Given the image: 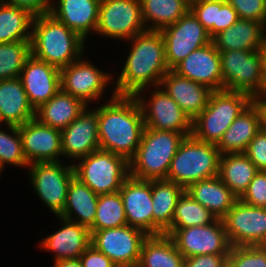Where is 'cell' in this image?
Listing matches in <instances>:
<instances>
[{
  "label": "cell",
  "instance_id": "1",
  "mask_svg": "<svg viewBox=\"0 0 266 267\" xmlns=\"http://www.w3.org/2000/svg\"><path fill=\"white\" fill-rule=\"evenodd\" d=\"M100 149L130 161L136 154L145 128L141 106L135 96L116 95L95 109Z\"/></svg>",
  "mask_w": 266,
  "mask_h": 267
},
{
  "label": "cell",
  "instance_id": "2",
  "mask_svg": "<svg viewBox=\"0 0 266 267\" xmlns=\"http://www.w3.org/2000/svg\"><path fill=\"white\" fill-rule=\"evenodd\" d=\"M129 40L133 45L113 88L116 95L135 96L148 86H159L169 71L160 31L146 30Z\"/></svg>",
  "mask_w": 266,
  "mask_h": 267
},
{
  "label": "cell",
  "instance_id": "3",
  "mask_svg": "<svg viewBox=\"0 0 266 267\" xmlns=\"http://www.w3.org/2000/svg\"><path fill=\"white\" fill-rule=\"evenodd\" d=\"M31 30V55L60 70L84 54L86 40L52 14L34 16Z\"/></svg>",
  "mask_w": 266,
  "mask_h": 267
},
{
  "label": "cell",
  "instance_id": "4",
  "mask_svg": "<svg viewBox=\"0 0 266 267\" xmlns=\"http://www.w3.org/2000/svg\"><path fill=\"white\" fill-rule=\"evenodd\" d=\"M186 136L145 127L137 152L129 161L130 176L142 180L166 179L171 160Z\"/></svg>",
  "mask_w": 266,
  "mask_h": 267
},
{
  "label": "cell",
  "instance_id": "5",
  "mask_svg": "<svg viewBox=\"0 0 266 267\" xmlns=\"http://www.w3.org/2000/svg\"><path fill=\"white\" fill-rule=\"evenodd\" d=\"M253 102L254 98L247 93L213 91L206 108L192 121V135L197 140L218 145L229 126Z\"/></svg>",
  "mask_w": 266,
  "mask_h": 267
},
{
  "label": "cell",
  "instance_id": "6",
  "mask_svg": "<svg viewBox=\"0 0 266 267\" xmlns=\"http://www.w3.org/2000/svg\"><path fill=\"white\" fill-rule=\"evenodd\" d=\"M221 153L217 145L197 140L192 134L181 142L166 180L186 189L190 184L218 176Z\"/></svg>",
  "mask_w": 266,
  "mask_h": 267
},
{
  "label": "cell",
  "instance_id": "7",
  "mask_svg": "<svg viewBox=\"0 0 266 267\" xmlns=\"http://www.w3.org/2000/svg\"><path fill=\"white\" fill-rule=\"evenodd\" d=\"M80 161L73 164L75 177L98 195L119 192L130 176L129 161L110 151L98 149Z\"/></svg>",
  "mask_w": 266,
  "mask_h": 267
},
{
  "label": "cell",
  "instance_id": "8",
  "mask_svg": "<svg viewBox=\"0 0 266 267\" xmlns=\"http://www.w3.org/2000/svg\"><path fill=\"white\" fill-rule=\"evenodd\" d=\"M223 90L243 92L253 98L265 89L261 60L257 51H219Z\"/></svg>",
  "mask_w": 266,
  "mask_h": 267
},
{
  "label": "cell",
  "instance_id": "9",
  "mask_svg": "<svg viewBox=\"0 0 266 267\" xmlns=\"http://www.w3.org/2000/svg\"><path fill=\"white\" fill-rule=\"evenodd\" d=\"M90 232L91 245L117 267H137L142 244L149 236L143 230L129 225Z\"/></svg>",
  "mask_w": 266,
  "mask_h": 267
},
{
  "label": "cell",
  "instance_id": "10",
  "mask_svg": "<svg viewBox=\"0 0 266 267\" xmlns=\"http://www.w3.org/2000/svg\"><path fill=\"white\" fill-rule=\"evenodd\" d=\"M30 180L41 201L57 217L64 210L67 189L75 176L73 163L64 165L58 162H37L28 165Z\"/></svg>",
  "mask_w": 266,
  "mask_h": 267
},
{
  "label": "cell",
  "instance_id": "11",
  "mask_svg": "<svg viewBox=\"0 0 266 267\" xmlns=\"http://www.w3.org/2000/svg\"><path fill=\"white\" fill-rule=\"evenodd\" d=\"M146 30L140 0H101L96 34L128 41Z\"/></svg>",
  "mask_w": 266,
  "mask_h": 267
},
{
  "label": "cell",
  "instance_id": "12",
  "mask_svg": "<svg viewBox=\"0 0 266 267\" xmlns=\"http://www.w3.org/2000/svg\"><path fill=\"white\" fill-rule=\"evenodd\" d=\"M168 235L184 258L202 254H229L231 244L222 219L204 226L172 228Z\"/></svg>",
  "mask_w": 266,
  "mask_h": 267
},
{
  "label": "cell",
  "instance_id": "13",
  "mask_svg": "<svg viewBox=\"0 0 266 267\" xmlns=\"http://www.w3.org/2000/svg\"><path fill=\"white\" fill-rule=\"evenodd\" d=\"M165 42L169 70L184 60L192 51L212 42L209 32L189 10L174 24L160 30Z\"/></svg>",
  "mask_w": 266,
  "mask_h": 267
},
{
  "label": "cell",
  "instance_id": "14",
  "mask_svg": "<svg viewBox=\"0 0 266 267\" xmlns=\"http://www.w3.org/2000/svg\"><path fill=\"white\" fill-rule=\"evenodd\" d=\"M222 220L231 246L266 245V208L238 199Z\"/></svg>",
  "mask_w": 266,
  "mask_h": 267
},
{
  "label": "cell",
  "instance_id": "15",
  "mask_svg": "<svg viewBox=\"0 0 266 267\" xmlns=\"http://www.w3.org/2000/svg\"><path fill=\"white\" fill-rule=\"evenodd\" d=\"M151 92L150 100L136 94L146 128L192 134V120L179 105L159 86ZM148 101V102H146Z\"/></svg>",
  "mask_w": 266,
  "mask_h": 267
},
{
  "label": "cell",
  "instance_id": "16",
  "mask_svg": "<svg viewBox=\"0 0 266 267\" xmlns=\"http://www.w3.org/2000/svg\"><path fill=\"white\" fill-rule=\"evenodd\" d=\"M112 77L83 57L60 70L61 90L88 106L90 101L100 100Z\"/></svg>",
  "mask_w": 266,
  "mask_h": 267
},
{
  "label": "cell",
  "instance_id": "17",
  "mask_svg": "<svg viewBox=\"0 0 266 267\" xmlns=\"http://www.w3.org/2000/svg\"><path fill=\"white\" fill-rule=\"evenodd\" d=\"M28 164L58 162L62 155L61 131L41 124L36 118L18 126Z\"/></svg>",
  "mask_w": 266,
  "mask_h": 267
},
{
  "label": "cell",
  "instance_id": "18",
  "mask_svg": "<svg viewBox=\"0 0 266 267\" xmlns=\"http://www.w3.org/2000/svg\"><path fill=\"white\" fill-rule=\"evenodd\" d=\"M127 225L153 235L152 180L129 176L119 190Z\"/></svg>",
  "mask_w": 266,
  "mask_h": 267
},
{
  "label": "cell",
  "instance_id": "19",
  "mask_svg": "<svg viewBox=\"0 0 266 267\" xmlns=\"http://www.w3.org/2000/svg\"><path fill=\"white\" fill-rule=\"evenodd\" d=\"M172 70L185 78L207 86L212 91L223 90L220 53L213 42L192 51Z\"/></svg>",
  "mask_w": 266,
  "mask_h": 267
},
{
  "label": "cell",
  "instance_id": "20",
  "mask_svg": "<svg viewBox=\"0 0 266 267\" xmlns=\"http://www.w3.org/2000/svg\"><path fill=\"white\" fill-rule=\"evenodd\" d=\"M62 157L79 160L100 149L98 117L95 110L84 111L61 131Z\"/></svg>",
  "mask_w": 266,
  "mask_h": 267
},
{
  "label": "cell",
  "instance_id": "21",
  "mask_svg": "<svg viewBox=\"0 0 266 267\" xmlns=\"http://www.w3.org/2000/svg\"><path fill=\"white\" fill-rule=\"evenodd\" d=\"M29 102L36 110L60 89V69L30 56L20 74Z\"/></svg>",
  "mask_w": 266,
  "mask_h": 267
},
{
  "label": "cell",
  "instance_id": "22",
  "mask_svg": "<svg viewBox=\"0 0 266 267\" xmlns=\"http://www.w3.org/2000/svg\"><path fill=\"white\" fill-rule=\"evenodd\" d=\"M160 87L179 105L193 121L208 105L212 90L203 84L185 78L169 70Z\"/></svg>",
  "mask_w": 266,
  "mask_h": 267
},
{
  "label": "cell",
  "instance_id": "23",
  "mask_svg": "<svg viewBox=\"0 0 266 267\" xmlns=\"http://www.w3.org/2000/svg\"><path fill=\"white\" fill-rule=\"evenodd\" d=\"M58 218L63 227L42 239L41 247L56 255L54 261L79 258L91 245L90 229L61 216Z\"/></svg>",
  "mask_w": 266,
  "mask_h": 267
},
{
  "label": "cell",
  "instance_id": "24",
  "mask_svg": "<svg viewBox=\"0 0 266 267\" xmlns=\"http://www.w3.org/2000/svg\"><path fill=\"white\" fill-rule=\"evenodd\" d=\"M51 13L58 21L78 33L84 40L96 31L101 0H57Z\"/></svg>",
  "mask_w": 266,
  "mask_h": 267
},
{
  "label": "cell",
  "instance_id": "25",
  "mask_svg": "<svg viewBox=\"0 0 266 267\" xmlns=\"http://www.w3.org/2000/svg\"><path fill=\"white\" fill-rule=\"evenodd\" d=\"M35 115L20 77L0 80V125L21 126Z\"/></svg>",
  "mask_w": 266,
  "mask_h": 267
},
{
  "label": "cell",
  "instance_id": "26",
  "mask_svg": "<svg viewBox=\"0 0 266 267\" xmlns=\"http://www.w3.org/2000/svg\"><path fill=\"white\" fill-rule=\"evenodd\" d=\"M266 39V26L254 20L239 19L232 26L216 34L212 42L218 51H257Z\"/></svg>",
  "mask_w": 266,
  "mask_h": 267
},
{
  "label": "cell",
  "instance_id": "27",
  "mask_svg": "<svg viewBox=\"0 0 266 267\" xmlns=\"http://www.w3.org/2000/svg\"><path fill=\"white\" fill-rule=\"evenodd\" d=\"M261 128L260 110L253 102L226 130L217 145L219 152L221 155L244 153Z\"/></svg>",
  "mask_w": 266,
  "mask_h": 267
},
{
  "label": "cell",
  "instance_id": "28",
  "mask_svg": "<svg viewBox=\"0 0 266 267\" xmlns=\"http://www.w3.org/2000/svg\"><path fill=\"white\" fill-rule=\"evenodd\" d=\"M185 191L218 219H223L238 200L219 176L194 182Z\"/></svg>",
  "mask_w": 266,
  "mask_h": 267
},
{
  "label": "cell",
  "instance_id": "29",
  "mask_svg": "<svg viewBox=\"0 0 266 267\" xmlns=\"http://www.w3.org/2000/svg\"><path fill=\"white\" fill-rule=\"evenodd\" d=\"M86 107L80 99L60 89L36 109L35 118L43 125L62 131L77 119Z\"/></svg>",
  "mask_w": 266,
  "mask_h": 267
},
{
  "label": "cell",
  "instance_id": "30",
  "mask_svg": "<svg viewBox=\"0 0 266 267\" xmlns=\"http://www.w3.org/2000/svg\"><path fill=\"white\" fill-rule=\"evenodd\" d=\"M185 189L166 180H152L153 235H161L171 226L178 198Z\"/></svg>",
  "mask_w": 266,
  "mask_h": 267
},
{
  "label": "cell",
  "instance_id": "31",
  "mask_svg": "<svg viewBox=\"0 0 266 267\" xmlns=\"http://www.w3.org/2000/svg\"><path fill=\"white\" fill-rule=\"evenodd\" d=\"M98 196L74 176L69 183L64 210L60 216L89 229L95 221Z\"/></svg>",
  "mask_w": 266,
  "mask_h": 267
},
{
  "label": "cell",
  "instance_id": "32",
  "mask_svg": "<svg viewBox=\"0 0 266 267\" xmlns=\"http://www.w3.org/2000/svg\"><path fill=\"white\" fill-rule=\"evenodd\" d=\"M259 170L244 153L220 157L219 174L231 192L240 199Z\"/></svg>",
  "mask_w": 266,
  "mask_h": 267
},
{
  "label": "cell",
  "instance_id": "33",
  "mask_svg": "<svg viewBox=\"0 0 266 267\" xmlns=\"http://www.w3.org/2000/svg\"><path fill=\"white\" fill-rule=\"evenodd\" d=\"M184 259L168 235H149L142 244L137 267H184Z\"/></svg>",
  "mask_w": 266,
  "mask_h": 267
},
{
  "label": "cell",
  "instance_id": "34",
  "mask_svg": "<svg viewBox=\"0 0 266 267\" xmlns=\"http://www.w3.org/2000/svg\"><path fill=\"white\" fill-rule=\"evenodd\" d=\"M140 3L147 30L160 31L190 10V0H140Z\"/></svg>",
  "mask_w": 266,
  "mask_h": 267
},
{
  "label": "cell",
  "instance_id": "35",
  "mask_svg": "<svg viewBox=\"0 0 266 267\" xmlns=\"http://www.w3.org/2000/svg\"><path fill=\"white\" fill-rule=\"evenodd\" d=\"M33 19L27 9L0 3V43L30 40Z\"/></svg>",
  "mask_w": 266,
  "mask_h": 267
},
{
  "label": "cell",
  "instance_id": "36",
  "mask_svg": "<svg viewBox=\"0 0 266 267\" xmlns=\"http://www.w3.org/2000/svg\"><path fill=\"white\" fill-rule=\"evenodd\" d=\"M217 219L215 215L184 191L178 198L172 224L164 234L166 235L172 228L204 226L214 223Z\"/></svg>",
  "mask_w": 266,
  "mask_h": 267
},
{
  "label": "cell",
  "instance_id": "37",
  "mask_svg": "<svg viewBox=\"0 0 266 267\" xmlns=\"http://www.w3.org/2000/svg\"><path fill=\"white\" fill-rule=\"evenodd\" d=\"M127 225L124 204L119 192L98 196L94 224L90 230H104Z\"/></svg>",
  "mask_w": 266,
  "mask_h": 267
},
{
  "label": "cell",
  "instance_id": "38",
  "mask_svg": "<svg viewBox=\"0 0 266 267\" xmlns=\"http://www.w3.org/2000/svg\"><path fill=\"white\" fill-rule=\"evenodd\" d=\"M30 56V40L0 43V80L20 77Z\"/></svg>",
  "mask_w": 266,
  "mask_h": 267
},
{
  "label": "cell",
  "instance_id": "39",
  "mask_svg": "<svg viewBox=\"0 0 266 267\" xmlns=\"http://www.w3.org/2000/svg\"><path fill=\"white\" fill-rule=\"evenodd\" d=\"M11 134L0 130V164H12L19 167H28L24 156L22 139L18 126L7 125Z\"/></svg>",
  "mask_w": 266,
  "mask_h": 267
},
{
  "label": "cell",
  "instance_id": "40",
  "mask_svg": "<svg viewBox=\"0 0 266 267\" xmlns=\"http://www.w3.org/2000/svg\"><path fill=\"white\" fill-rule=\"evenodd\" d=\"M227 267H266V245L232 246Z\"/></svg>",
  "mask_w": 266,
  "mask_h": 267
},
{
  "label": "cell",
  "instance_id": "41",
  "mask_svg": "<svg viewBox=\"0 0 266 267\" xmlns=\"http://www.w3.org/2000/svg\"><path fill=\"white\" fill-rule=\"evenodd\" d=\"M225 0H190V10L203 27L210 32L215 24L217 11Z\"/></svg>",
  "mask_w": 266,
  "mask_h": 267
},
{
  "label": "cell",
  "instance_id": "42",
  "mask_svg": "<svg viewBox=\"0 0 266 267\" xmlns=\"http://www.w3.org/2000/svg\"><path fill=\"white\" fill-rule=\"evenodd\" d=\"M239 19L254 20L266 26V0H226Z\"/></svg>",
  "mask_w": 266,
  "mask_h": 267
},
{
  "label": "cell",
  "instance_id": "43",
  "mask_svg": "<svg viewBox=\"0 0 266 267\" xmlns=\"http://www.w3.org/2000/svg\"><path fill=\"white\" fill-rule=\"evenodd\" d=\"M247 205L266 208V171H258L240 198Z\"/></svg>",
  "mask_w": 266,
  "mask_h": 267
},
{
  "label": "cell",
  "instance_id": "44",
  "mask_svg": "<svg viewBox=\"0 0 266 267\" xmlns=\"http://www.w3.org/2000/svg\"><path fill=\"white\" fill-rule=\"evenodd\" d=\"M244 154L259 171H266V131L262 128L250 141Z\"/></svg>",
  "mask_w": 266,
  "mask_h": 267
},
{
  "label": "cell",
  "instance_id": "45",
  "mask_svg": "<svg viewBox=\"0 0 266 267\" xmlns=\"http://www.w3.org/2000/svg\"><path fill=\"white\" fill-rule=\"evenodd\" d=\"M239 20L236 10L225 0L217 11L216 24L209 32V36L213 38L219 32L226 30Z\"/></svg>",
  "mask_w": 266,
  "mask_h": 267
},
{
  "label": "cell",
  "instance_id": "46",
  "mask_svg": "<svg viewBox=\"0 0 266 267\" xmlns=\"http://www.w3.org/2000/svg\"><path fill=\"white\" fill-rule=\"evenodd\" d=\"M229 254H202L184 259V267H227Z\"/></svg>",
  "mask_w": 266,
  "mask_h": 267
},
{
  "label": "cell",
  "instance_id": "47",
  "mask_svg": "<svg viewBox=\"0 0 266 267\" xmlns=\"http://www.w3.org/2000/svg\"><path fill=\"white\" fill-rule=\"evenodd\" d=\"M51 1L52 0H0V3L27 9L36 16L50 14L52 9Z\"/></svg>",
  "mask_w": 266,
  "mask_h": 267
},
{
  "label": "cell",
  "instance_id": "48",
  "mask_svg": "<svg viewBox=\"0 0 266 267\" xmlns=\"http://www.w3.org/2000/svg\"><path fill=\"white\" fill-rule=\"evenodd\" d=\"M83 267H117L105 254L90 245L79 257Z\"/></svg>",
  "mask_w": 266,
  "mask_h": 267
},
{
  "label": "cell",
  "instance_id": "49",
  "mask_svg": "<svg viewBox=\"0 0 266 267\" xmlns=\"http://www.w3.org/2000/svg\"><path fill=\"white\" fill-rule=\"evenodd\" d=\"M254 102L260 110L262 129L266 131V98L259 95L254 98Z\"/></svg>",
  "mask_w": 266,
  "mask_h": 267
},
{
  "label": "cell",
  "instance_id": "50",
  "mask_svg": "<svg viewBox=\"0 0 266 267\" xmlns=\"http://www.w3.org/2000/svg\"><path fill=\"white\" fill-rule=\"evenodd\" d=\"M54 267H83L79 258L54 261Z\"/></svg>",
  "mask_w": 266,
  "mask_h": 267
},
{
  "label": "cell",
  "instance_id": "51",
  "mask_svg": "<svg viewBox=\"0 0 266 267\" xmlns=\"http://www.w3.org/2000/svg\"><path fill=\"white\" fill-rule=\"evenodd\" d=\"M258 54H259L260 60H261L263 79H264L265 84H266V39L262 43L261 47L258 49Z\"/></svg>",
  "mask_w": 266,
  "mask_h": 267
},
{
  "label": "cell",
  "instance_id": "52",
  "mask_svg": "<svg viewBox=\"0 0 266 267\" xmlns=\"http://www.w3.org/2000/svg\"><path fill=\"white\" fill-rule=\"evenodd\" d=\"M262 95L266 98V85H265L264 93Z\"/></svg>",
  "mask_w": 266,
  "mask_h": 267
},
{
  "label": "cell",
  "instance_id": "53",
  "mask_svg": "<svg viewBox=\"0 0 266 267\" xmlns=\"http://www.w3.org/2000/svg\"><path fill=\"white\" fill-rule=\"evenodd\" d=\"M4 169V167L0 164V174L2 173V170ZM1 177V176H0Z\"/></svg>",
  "mask_w": 266,
  "mask_h": 267
}]
</instances>
